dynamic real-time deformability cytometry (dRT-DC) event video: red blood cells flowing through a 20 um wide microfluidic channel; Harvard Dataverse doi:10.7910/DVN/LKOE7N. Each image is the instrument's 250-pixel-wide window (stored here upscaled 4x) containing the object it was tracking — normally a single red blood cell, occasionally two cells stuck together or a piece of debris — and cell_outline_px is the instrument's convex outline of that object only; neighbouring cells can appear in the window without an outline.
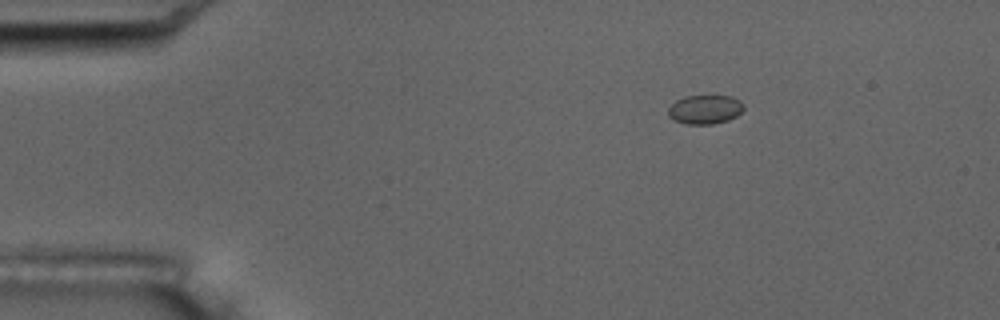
{"species": "common noctule bat (a hibernating species)", "species_latin": "Nyctalus noctula", "temperature_condition": "room temperature", "stored_images_in_passage": 15, "camera_frame_rate_fps": 3000, "um_per_image_px": 0.085, "animal": {"sex": "male", "body_mass_g": 17.5, "forearm_length_mm": 52.3}, "frame": {"image": 1, "passage_image": 1, "time_ms": 0.0, "image_size_px": [1000, 320], "cell_outline_px": [[744, 108], [736, 116], [728, 120], [712, 124], [688, 124], [676, 120], [668, 116], [668, 108], [676, 100], [684, 96], [732, 96], [740, 100], [744, 104]], "centroid_in_image_um": [59.94, 9.29], "position_along_channel_um": 25.1, "area_um2": 12.72}}
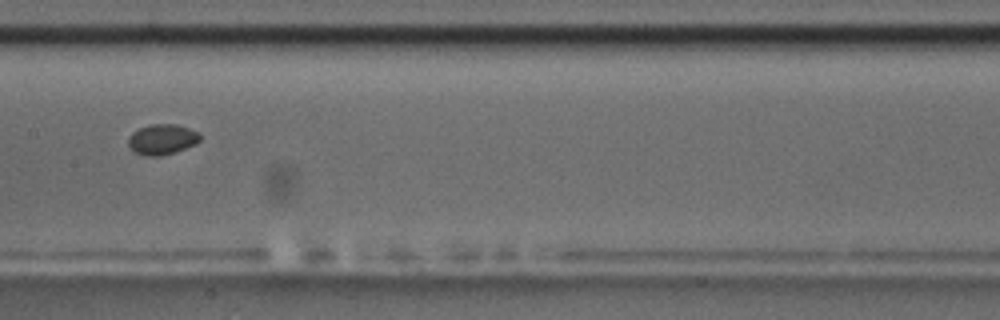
{"frame": {"image": 2, "passage_image": 7, "time_ms": 6.667, "image_size_px": [1000, 320], "cell_outline_px": [[200, 140], [196, 144], [176, 152], [160, 156], [144, 156], [136, 152], [128, 144], [128, 136], [132, 132], [148, 124], [176, 124], [188, 128], [196, 132], [200, 136]], "centroid_in_image_um": [13.77, 11.85], "position_along_channel_um": 193.6, "area_um2": 12.72}, "authors_computed_cell_mechanics": {"area_um2": 12.8894, "velocity_mm_per_s": 3.5604, "shape_relaxation_time_tau1_ms": 2.3312, "shape_relaxation_time_tau2_ms": 1.9466, "deformation_change_tau1": 0.032, "deformation_change_tau2": 0.0225}}